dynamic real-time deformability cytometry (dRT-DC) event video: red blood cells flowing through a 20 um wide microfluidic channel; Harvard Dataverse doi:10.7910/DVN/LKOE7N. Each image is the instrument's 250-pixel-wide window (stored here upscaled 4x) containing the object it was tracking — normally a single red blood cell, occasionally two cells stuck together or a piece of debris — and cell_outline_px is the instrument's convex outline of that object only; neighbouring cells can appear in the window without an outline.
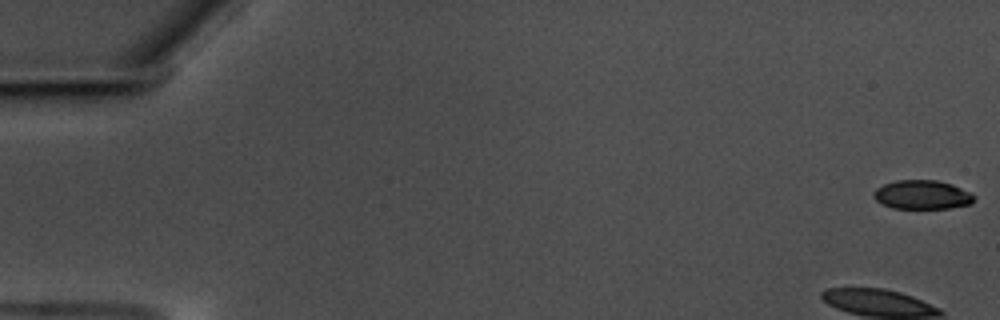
{"species": "common noctule bat (a hibernating species)", "species_latin": "Nyctalus noctula", "temperature_condition": "warm", "stored_images_in_passage": 59, "camera_frame_rate_fps": 3000, "um_per_image_px": 0.085, "animal": {"sex": "male", "body_mass_g": 17.5, "forearm_length_mm": 52.3}, "frame": {"image": 1, "passage_image": 1, "time_ms": 0.0, "image_size_px": [1000, 320], "cell_outline_px": [[976, 196], [972, 204], [948, 208], [892, 208], [880, 204], [872, 196], [872, 192], [876, 188], [884, 184], [896, 180], [936, 180], [952, 184], [972, 192]], "centroid_in_image_um": [78.39, 16.55], "position_along_channel_um": 6.6, "area_um2": 17.22}, "authors_computed_cell_mechanics": {"area_um2": 20.2878, "velocity_mm_per_s": 3.5136, "shape_relaxation_time_tau1_ms": 3.392, "shape_relaxation_time_tau2_ms": 1.5923, "deformation_change_tau1": 0.1384, "deformation_change_tau2": 0.0867}}